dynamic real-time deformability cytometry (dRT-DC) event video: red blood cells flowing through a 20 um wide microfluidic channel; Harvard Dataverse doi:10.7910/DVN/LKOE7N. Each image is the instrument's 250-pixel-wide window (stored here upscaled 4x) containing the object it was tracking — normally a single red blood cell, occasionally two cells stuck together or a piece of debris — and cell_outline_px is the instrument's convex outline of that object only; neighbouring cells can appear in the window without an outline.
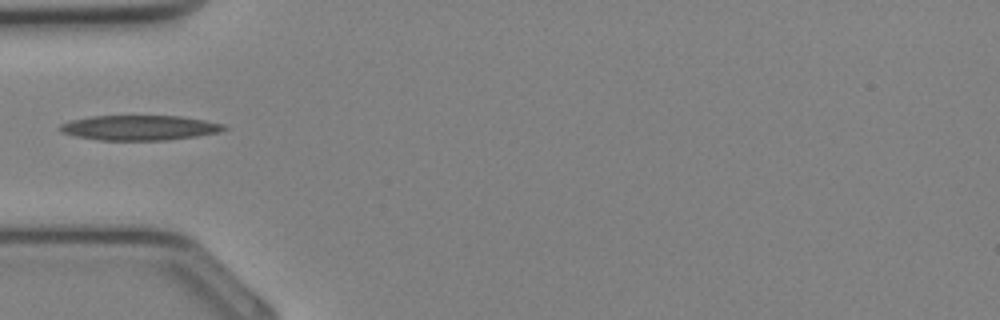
{"species": "Egyptian fruit bat (a non-hibernating species)", "species_latin": "Rousettus aegyptiacus", "temperature_condition": "cold", "stored_images_in_passage": 24, "camera_frame_rate_fps": 3000, "um_per_image_px": 0.085, "animal": {"sex": "female"}, "frame": {"image": 1, "passage_image": 1, "time_ms": 0.0, "image_size_px": [1000, 320], "cell_outline_px": [[228, 128], [220, 132], [196, 136], [164, 140], [100, 140], [76, 136], [60, 132], [60, 124], [68, 120], [92, 116], [180, 116], [204, 120], [224, 124]], "centroid_in_image_um": [11.84, 10.85], "position_along_channel_um": 73.2, "area_um2": 23.81}}
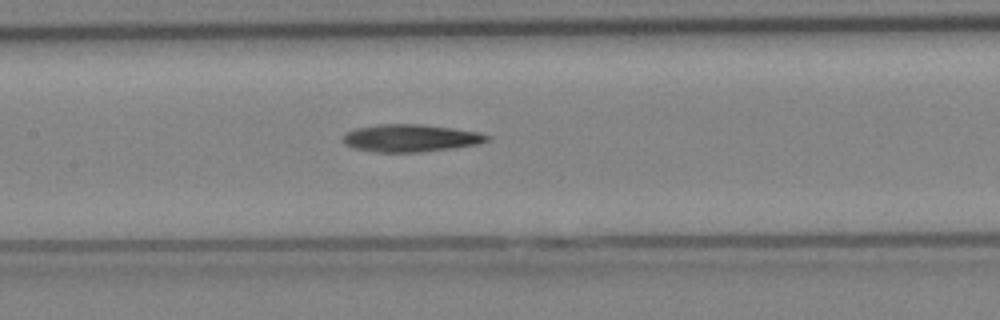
{"frame": {"image": 2, "passage_image": 6, "time_ms": 1.667, "image_size_px": [1000, 320], "cell_outline_px": [[492, 136], [488, 140], [480, 144], [452, 148], [420, 152], [376, 152], [352, 148], [344, 144], [344, 132], [356, 128], [376, 124], [420, 124], [452, 128], [480, 132]], "centroid_in_image_um": [34.9, 11.73], "position_along_channel_um": 172.5, "area_um2": 23.24}}
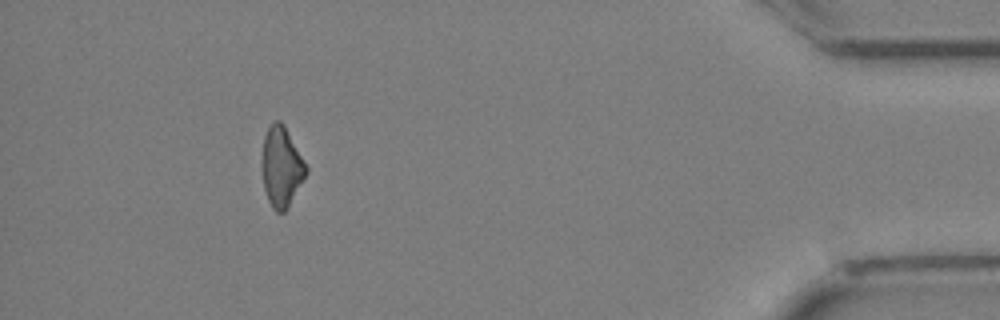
{"frame": {"image": 3, "passage_image": 21, "time_ms": 6.667, "image_size_px": [1000, 320], "cell_outline_px": [[308, 172], [284, 212], [276, 212], [272, 208], [268, 200], [264, 188], [264, 136], [268, 128], [276, 120], [280, 120], [284, 124], [304, 160], [308, 168]], "centroid_in_image_um": [23.96, 14.18], "position_along_channel_um": 411.2, "area_um2": 19.88}}